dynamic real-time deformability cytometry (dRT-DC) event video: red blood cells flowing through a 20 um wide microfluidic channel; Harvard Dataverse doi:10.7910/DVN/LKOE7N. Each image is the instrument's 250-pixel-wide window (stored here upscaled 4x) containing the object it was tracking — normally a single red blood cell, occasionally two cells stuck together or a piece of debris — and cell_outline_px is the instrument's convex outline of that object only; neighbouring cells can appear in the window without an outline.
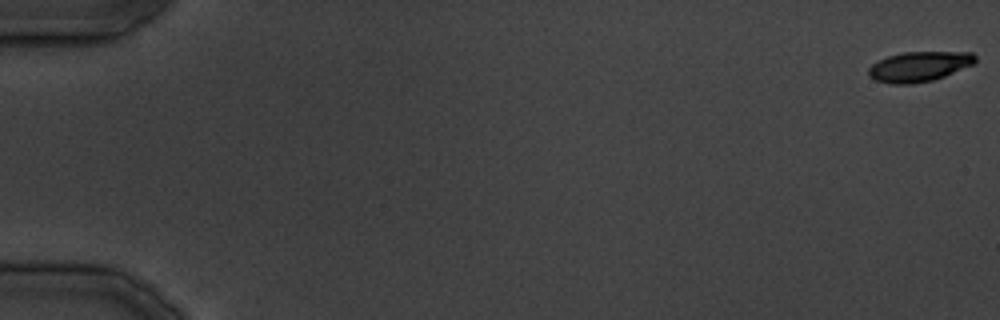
{"species": "common noctule bat (a hibernating species)", "species_latin": "Nyctalus noctula", "temperature_condition": "cold", "stored_images_in_passage": 11, "camera_frame_rate_fps": 3000, "um_per_image_px": 0.085, "animal": {"sex": "male", "body_mass_g": 19.5, "forearm_length_mm": 54.6}, "frame": {"image": 1, "passage_image": 1, "time_ms": 0.0, "image_size_px": [1000, 320], "cell_outline_px": [[976, 60], [972, 64], [944, 76], [932, 80], [912, 84], [892, 84], [876, 80], [868, 76], [868, 68], [872, 64], [888, 56], [904, 52], [972, 52], [976, 56]], "centroid_in_image_um": [78.1, 5.65], "position_along_channel_um": 6.9, "area_um2": 18.5}}